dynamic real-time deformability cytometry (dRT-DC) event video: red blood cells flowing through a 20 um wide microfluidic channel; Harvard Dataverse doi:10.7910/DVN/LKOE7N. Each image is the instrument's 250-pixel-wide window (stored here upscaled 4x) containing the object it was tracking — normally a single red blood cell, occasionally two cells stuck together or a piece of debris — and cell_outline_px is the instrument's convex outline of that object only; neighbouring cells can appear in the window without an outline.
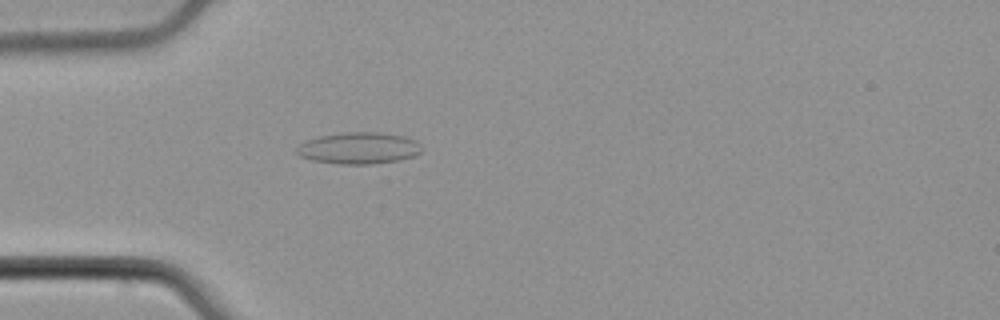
{"species": "common noctule bat (a hibernating species)", "species_latin": "Nyctalus noctula", "temperature_condition": "cold", "stored_images_in_passage": 3, "camera_frame_rate_fps": 3000, "um_per_image_px": 0.085, "animal": {"sex": "male", "body_mass_g": 21.5, "forearm_length_mm": 52.0}, "frame": {"image": 1, "passage_image": 3, "time_ms": 0.667, "image_size_px": [1000, 320], "cell_outline_px": [[424, 148], [416, 156], [400, 160], [372, 164], [340, 164], [312, 160], [300, 156], [296, 152], [296, 148], [300, 144], [308, 140], [320, 136], [340, 132], [380, 132], [404, 136], [416, 140]], "centroid_in_image_um": [30.54, 12.59], "position_along_channel_um": 54.5, "area_um2": 23.24}}